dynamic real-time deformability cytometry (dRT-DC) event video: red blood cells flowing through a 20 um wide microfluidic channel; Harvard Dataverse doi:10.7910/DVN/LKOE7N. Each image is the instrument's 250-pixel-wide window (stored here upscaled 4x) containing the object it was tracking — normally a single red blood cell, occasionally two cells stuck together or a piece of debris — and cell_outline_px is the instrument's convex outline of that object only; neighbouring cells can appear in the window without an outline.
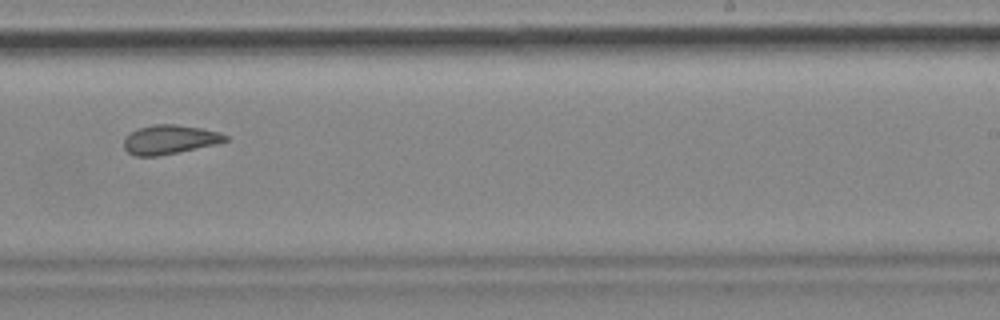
{"species": "common noctule bat (a hibernating species)", "species_latin": "Nyctalus noctula", "temperature_condition": "cold", "stored_images_in_passage": 17, "camera_frame_rate_fps": 3000, "um_per_image_px": 0.085, "animal": {"sex": "female", "body_mass_g": 18.4}, "frame": {"image": 1, "passage_image": 10, "time_ms": 3.0, "image_size_px": [1000, 320], "cell_outline_px": [[228, 140], [216, 144], [156, 156], [136, 156], [128, 152], [124, 148], [124, 140], [132, 132], [140, 128], [152, 124], [176, 124], [200, 128], [220, 132], [228, 136]], "centroid_in_image_um": [14.43, 11.85], "position_along_channel_um": 274.6, "area_um2": 16.94}}